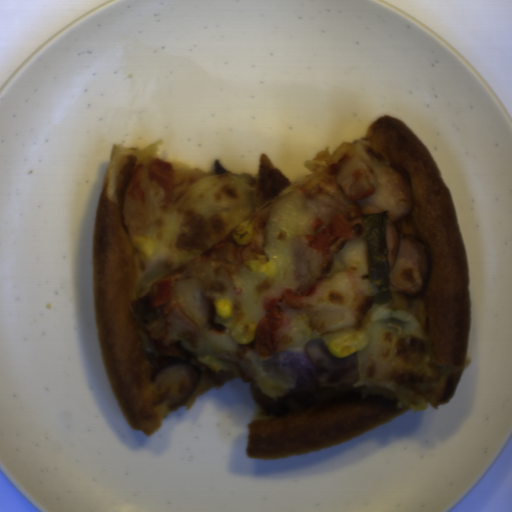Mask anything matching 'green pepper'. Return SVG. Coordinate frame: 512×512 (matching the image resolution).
<instances>
[{
  "mask_svg": "<svg viewBox=\"0 0 512 512\" xmlns=\"http://www.w3.org/2000/svg\"><path fill=\"white\" fill-rule=\"evenodd\" d=\"M388 211L364 213L367 268L373 303L389 304L392 300L387 248Z\"/></svg>",
  "mask_w": 512,
  "mask_h": 512,
  "instance_id": "obj_1",
  "label": "green pepper"
}]
</instances>
